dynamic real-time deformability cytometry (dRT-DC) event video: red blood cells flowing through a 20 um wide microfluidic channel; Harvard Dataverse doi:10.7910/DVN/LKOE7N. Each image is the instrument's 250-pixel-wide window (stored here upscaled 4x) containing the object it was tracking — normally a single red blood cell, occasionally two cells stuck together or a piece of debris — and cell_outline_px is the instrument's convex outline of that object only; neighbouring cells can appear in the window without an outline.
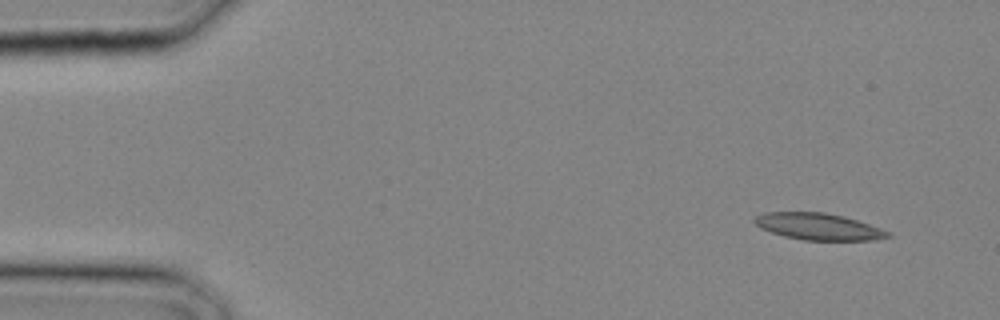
{"species": "common noctule bat (a hibernating species)", "species_latin": "Nyctalus noctula", "temperature_condition": "cold", "stored_images_in_passage": 18, "camera_frame_rate_fps": 3000, "um_per_image_px": 0.085, "animal": {"sex": "male", "body_mass_g": 20.4}, "frame": {"image": 1, "passage_image": 2, "time_ms": 0.333, "image_size_px": [1000, 320], "cell_outline_px": [[892, 236], [872, 240], [804, 240], [784, 236], [760, 228], [752, 220], [756, 216], [764, 212], [824, 212], [844, 216], [892, 232]], "centroid_in_image_um": [69.56, 19.25], "position_along_channel_um": 15.4, "area_um2": 20.69}}
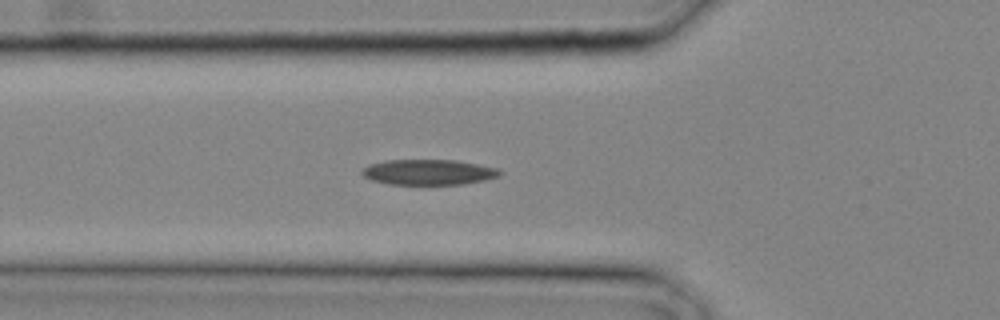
{"frame": {"image": 2, "passage_image": 10, "time_ms": 3.0, "image_size_px": [1000, 320], "cell_outline_px": [[504, 172], [500, 176], [484, 180], [464, 184], [388, 184], [372, 180], [364, 176], [360, 172], [368, 164], [388, 160], [456, 160], [496, 168]], "centroid_in_image_um": [36.43, 14.63], "position_along_channel_um": 89.4, "area_um2": 20.35}}
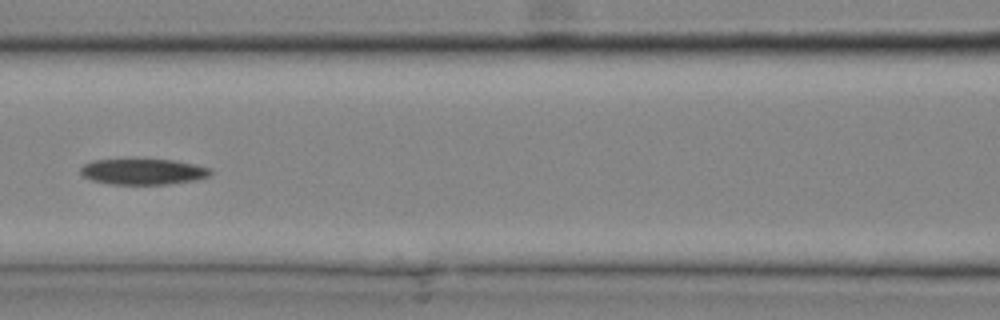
{"frame": {"image": 3, "passage_image": 13, "time_ms": 4.0, "image_size_px": [1000, 320], "cell_outline_px": [[212, 172], [208, 176], [196, 180], [168, 184], [112, 184], [92, 180], [84, 176], [80, 172], [80, 168], [84, 164], [92, 160], [172, 160], [196, 164], [212, 168]], "centroid_in_image_um": [12.19, 14.59], "position_along_channel_um": 154.4, "area_um2": 19.42}}